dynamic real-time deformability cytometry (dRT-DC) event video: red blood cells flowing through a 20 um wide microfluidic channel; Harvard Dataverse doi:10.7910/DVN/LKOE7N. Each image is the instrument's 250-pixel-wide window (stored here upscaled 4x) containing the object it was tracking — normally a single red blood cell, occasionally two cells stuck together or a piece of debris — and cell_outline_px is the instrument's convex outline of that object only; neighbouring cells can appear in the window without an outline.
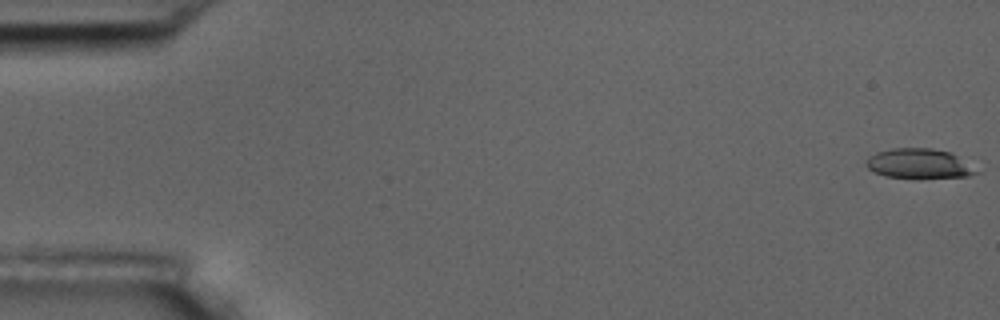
{"species": "common noctule bat (a hibernating species)", "species_latin": "Nyctalus noctula", "temperature_condition": "room temperature", "stored_images_in_passage": 6, "camera_frame_rate_fps": 3000, "um_per_image_px": 0.085, "animal": {"sex": "male", "body_mass_g": 17.5, "forearm_length_mm": 52.3}, "frame": {"image": 1, "passage_image": 1, "time_ms": 0.0, "image_size_px": [1000, 320], "cell_outline_px": [[984, 172], [968, 176], [884, 176], [872, 172], [864, 164], [864, 160], [868, 156], [876, 152], [892, 148], [932, 148], [952, 152]], "centroid_in_image_um": [78.12, 13.87], "position_along_channel_um": 6.9, "area_um2": 19.02}}
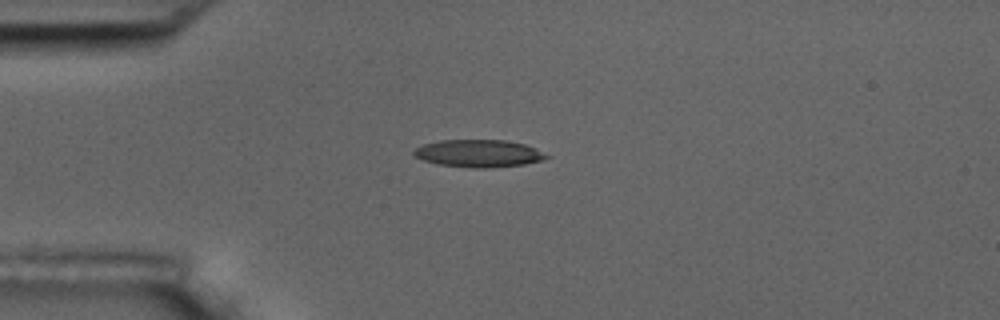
{"frame": {"image": 2, "passage_image": 5, "time_ms": 4.667, "image_size_px": [1000, 320], "cell_outline_px": [[552, 156], [544, 160], [524, 164], [488, 168], [472, 168], [436, 164], [424, 160], [416, 156], [412, 152], [416, 148], [424, 144], [440, 140], [504, 140], [524, 144], [536, 148]], "centroid_in_image_um": [40.73, 13.04], "position_along_channel_um": 44.3, "area_um2": 21.27}}